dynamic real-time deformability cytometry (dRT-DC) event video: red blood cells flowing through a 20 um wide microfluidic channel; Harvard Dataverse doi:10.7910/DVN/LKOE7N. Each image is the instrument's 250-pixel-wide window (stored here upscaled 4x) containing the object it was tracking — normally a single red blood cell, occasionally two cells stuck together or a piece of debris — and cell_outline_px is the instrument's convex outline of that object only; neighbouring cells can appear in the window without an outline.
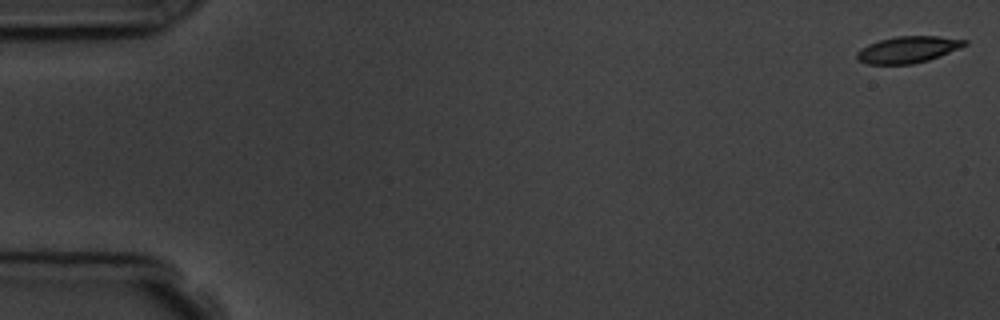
{"species": "common noctule bat (a hibernating species)", "species_latin": "Nyctalus noctula", "temperature_condition": "room temperature", "stored_images_in_passage": 8, "camera_frame_rate_fps": 3000, "um_per_image_px": 0.085, "animal": {"sex": "male", "body_mass_g": 19.5, "forearm_length_mm": 54.6}, "frame": {"image": 1, "passage_image": 1, "time_ms": 0.0, "image_size_px": [1000, 320], "cell_outline_px": [[968, 44], [960, 48], [940, 56], [928, 60], [912, 64], [868, 64], [856, 60], [856, 52], [860, 48], [868, 44], [880, 40], [896, 36], [940, 36], [968, 40]], "centroid_in_image_um": [77.17, 4.21], "position_along_channel_um": 7.8, "area_um2": 16.82}}
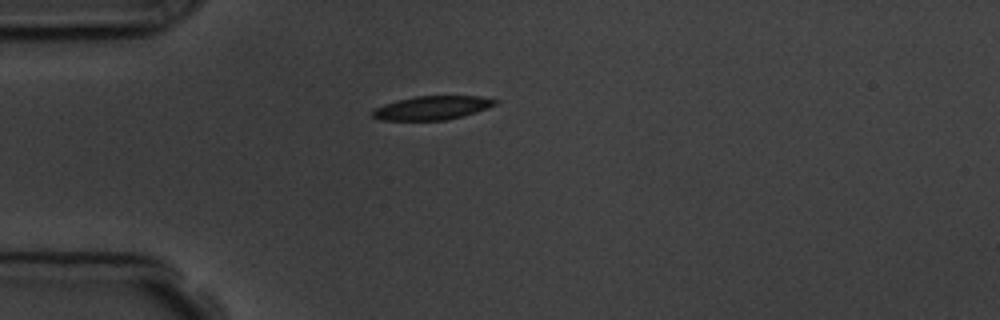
{"frame": {"image": 2, "passage_image": 5, "time_ms": 4.667, "image_size_px": [1000, 320], "cell_outline_px": [[500, 100], [496, 104], [476, 112], [444, 120], [380, 120], [372, 116], [372, 108], [396, 100], [412, 96], [480, 96]], "centroid_in_image_um": [36.69, 9.15], "position_along_channel_um": 48.3, "area_um2": 16.99}}